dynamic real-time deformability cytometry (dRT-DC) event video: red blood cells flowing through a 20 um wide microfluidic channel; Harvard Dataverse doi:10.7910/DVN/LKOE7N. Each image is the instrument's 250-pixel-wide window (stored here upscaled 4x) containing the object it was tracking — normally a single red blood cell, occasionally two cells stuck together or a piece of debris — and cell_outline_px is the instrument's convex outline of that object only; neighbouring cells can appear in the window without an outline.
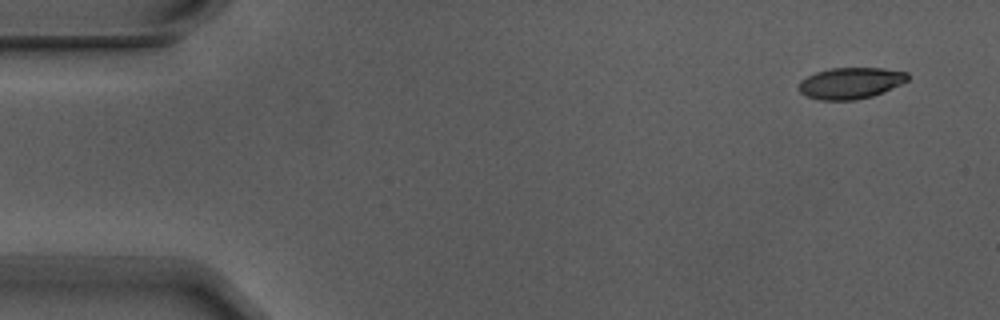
{"species": "Egyptian fruit bat (a non-hibernating species)", "species_latin": "Rousettus aegyptiacus", "temperature_condition": "warm", "stored_images_in_passage": 6, "camera_frame_rate_fps": 3000, "um_per_image_px": 0.085, "animal": {"sex": "male"}, "frame": {"image": 1, "passage_image": 1, "time_ms": 0.0, "image_size_px": [1000, 320], "cell_outline_px": [[908, 80], [900, 84], [872, 96], [856, 100], [820, 100], [808, 96], [800, 92], [796, 88], [800, 80], [816, 72], [832, 68], [884, 68], [908, 72]], "centroid_in_image_um": [72.27, 7.06], "position_along_channel_um": 12.7, "area_um2": 19.83}}
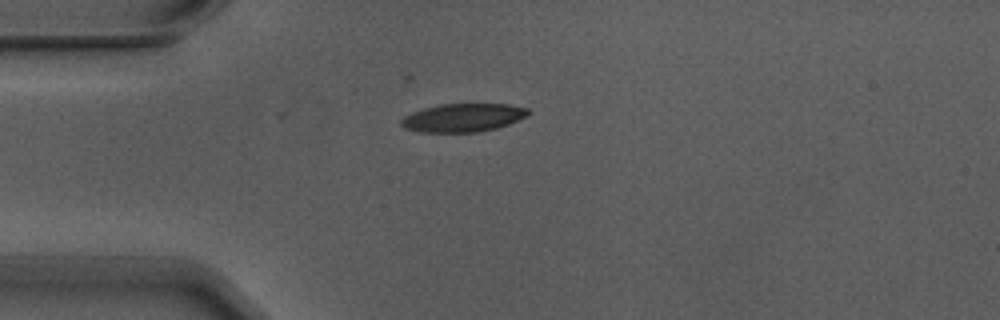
{"frame": {"image": 2, "passage_image": 4, "time_ms": 1.0, "image_size_px": [1000, 320], "cell_outline_px": [[532, 112], [528, 116], [508, 124], [496, 128], [476, 132], [416, 132], [404, 128], [400, 124], [400, 120], [404, 116], [412, 112], [424, 108], [440, 104], [508, 104], [528, 108]], "centroid_in_image_um": [39.35, 10.0], "position_along_channel_um": 45.6, "area_um2": 21.1}}